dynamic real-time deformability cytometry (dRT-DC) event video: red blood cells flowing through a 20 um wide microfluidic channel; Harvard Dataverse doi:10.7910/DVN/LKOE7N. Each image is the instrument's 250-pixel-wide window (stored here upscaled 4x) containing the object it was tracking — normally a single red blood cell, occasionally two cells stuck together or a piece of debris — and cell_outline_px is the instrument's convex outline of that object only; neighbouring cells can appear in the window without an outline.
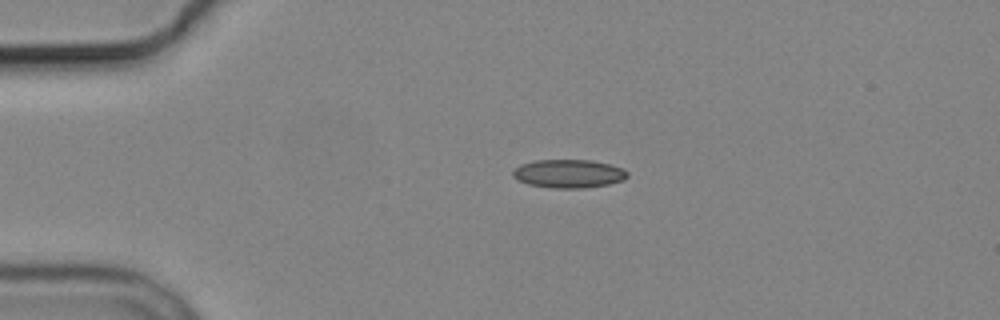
{"species": "common noctule bat (a hibernating species)", "species_latin": "Nyctalus noctula", "temperature_condition": "cold", "stored_images_in_passage": 4, "camera_frame_rate_fps": 3000, "um_per_image_px": 0.085, "animal": {"sex": "male", "body_mass_g": 19.2, "forearm_length_mm": 51.8}, "frame": {"image": 1, "passage_image": 3, "time_ms": 3.333, "image_size_px": [1000, 320], "cell_outline_px": [[628, 176], [624, 180], [608, 184], [584, 188], [552, 188], [528, 184], [516, 180], [512, 176], [512, 172], [520, 164], [536, 160], [592, 160], [624, 168], [628, 172]], "centroid_in_image_um": [48.33, 14.76], "position_along_channel_um": 36.7, "area_um2": 19.07}}